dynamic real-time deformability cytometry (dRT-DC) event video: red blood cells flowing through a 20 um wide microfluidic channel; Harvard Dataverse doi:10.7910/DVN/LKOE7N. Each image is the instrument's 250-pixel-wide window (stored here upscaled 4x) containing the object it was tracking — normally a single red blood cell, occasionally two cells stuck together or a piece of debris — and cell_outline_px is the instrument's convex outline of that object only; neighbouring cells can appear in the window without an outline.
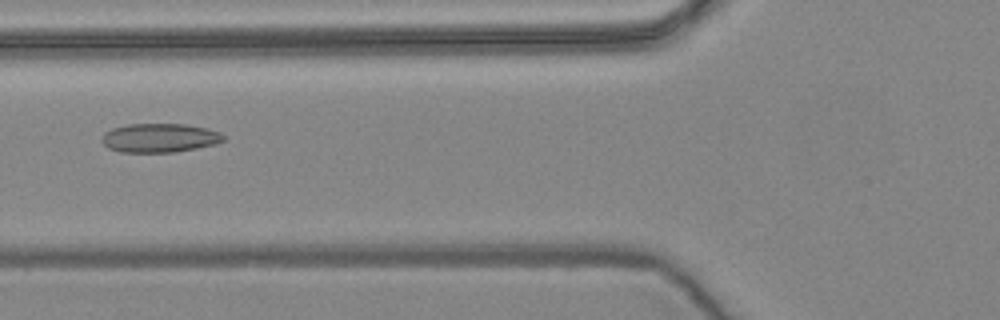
{"species": "common noctule bat (a hibernating species)", "species_latin": "Nyctalus noctula", "temperature_condition": "warm", "stored_images_in_passage": 57, "camera_frame_rate_fps": 3000, "um_per_image_px": 0.085, "animal": {"sex": "female", "body_mass_g": 24.6, "forearm_length_mm": 56.2}, "frame": {"image": 1, "passage_image": 22, "time_ms": 7.0, "image_size_px": [1000, 320], "cell_outline_px": [[224, 140], [216, 144], [176, 152], [120, 152], [108, 148], [100, 140], [100, 136], [104, 132], [112, 128], [128, 124], [184, 124], [208, 128], [220, 132], [224, 136]], "centroid_in_image_um": [13.54, 11.72], "position_along_channel_um": 112.3, "area_um2": 20.69}}
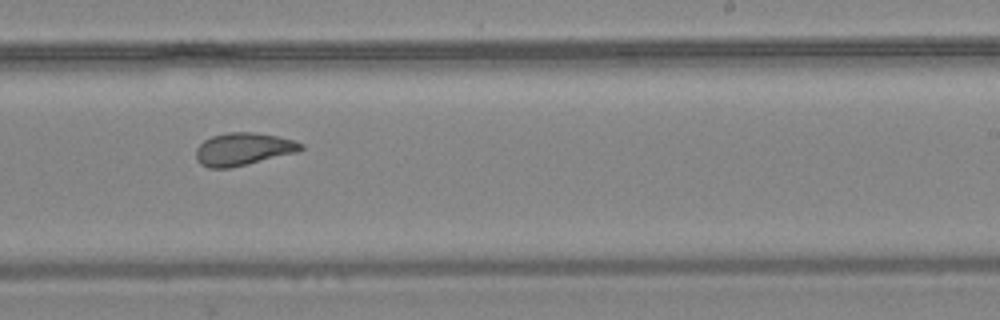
{"frame": {"image": 2, "passage_image": 35, "time_ms": 11.333, "image_size_px": [1000, 320], "cell_outline_px": [[304, 148], [300, 152], [228, 168], [208, 168], [200, 164], [196, 160], [196, 148], [204, 140], [212, 136], [228, 132], [252, 132], [276, 136], [296, 140], [304, 144]], "centroid_in_image_um": [20.69, 12.67], "position_along_channel_um": 268.3, "area_um2": 20.06}}
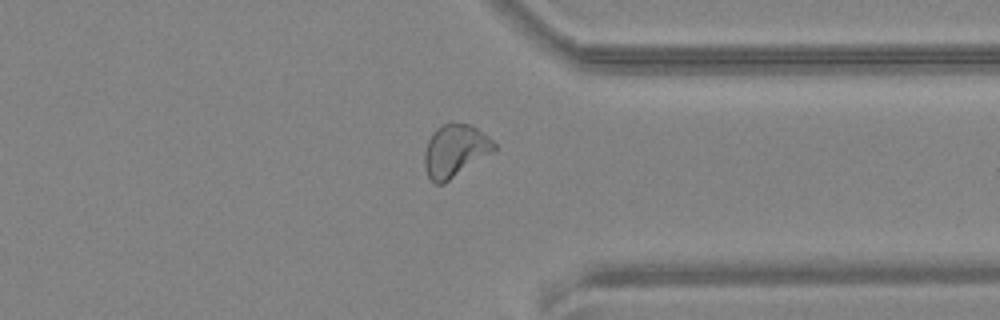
{"frame": {"image": 3, "passage_image": 44, "time_ms": 14.333, "image_size_px": [1000, 320], "cell_outline_px": [[496, 148], [492, 152], [444, 184], [436, 184], [428, 176], [424, 168], [424, 152], [428, 140], [432, 132], [436, 128], [452, 120], [472, 124], [488, 136], [496, 144]], "centroid_in_image_um": [38.66, 12.77], "position_along_channel_um": 372.7, "area_um2": 21.62}, "authors_computed_cell_mechanics": {"area_um2": 21.6172, "velocity_mm_per_s": 3.5979, "shape_relaxation_time_tau1_ms": null, "shape_relaxation_time_tau2_ms": 1.951, "deformation_change_tau1": null, "deformation_change_tau2": 0.0824}}